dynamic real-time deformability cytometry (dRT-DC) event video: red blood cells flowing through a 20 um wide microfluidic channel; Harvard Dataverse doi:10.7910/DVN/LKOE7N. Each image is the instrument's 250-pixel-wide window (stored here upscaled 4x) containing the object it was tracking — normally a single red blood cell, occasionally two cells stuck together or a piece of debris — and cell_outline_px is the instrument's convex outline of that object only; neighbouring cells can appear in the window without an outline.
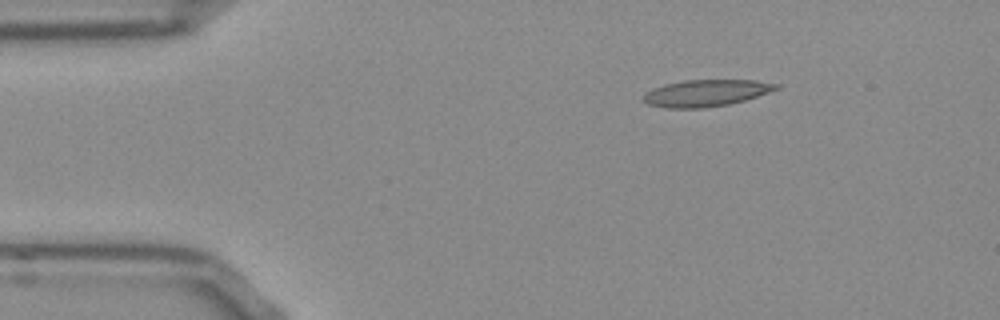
{"species": "Egyptian fruit bat (a non-hibernating species)", "species_latin": "Rousettus aegyptiacus", "temperature_condition": "room temperature", "stored_images_in_passage": 45, "camera_frame_rate_fps": 3000, "um_per_image_px": 0.085, "frame": {"image": 1, "passage_image": 1, "time_ms": 0.0, "image_size_px": [1000, 320], "cell_outline_px": [[780, 88], [744, 100], [728, 104], [704, 108], [664, 108], [648, 104], [644, 100], [644, 92], [652, 88], [664, 84], [684, 80], [756, 80], [780, 84]], "centroid_in_image_um": [59.99, 7.9], "position_along_channel_um": 25.0, "area_um2": 20.69}}
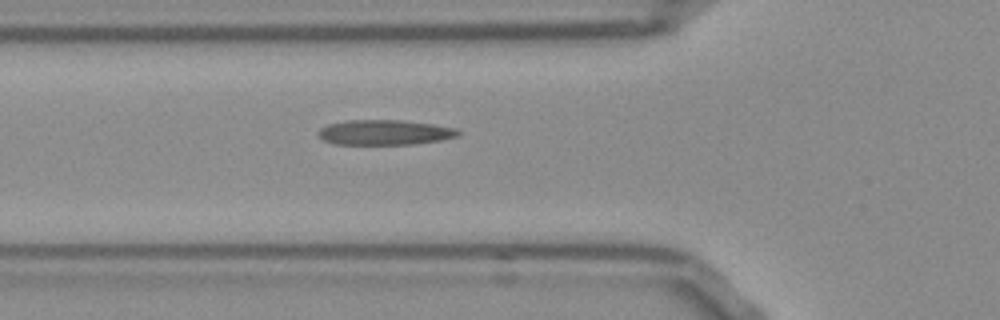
{"frame": {"image": 2, "passage_image": 11, "time_ms": 3.333, "image_size_px": [1000, 320], "cell_outline_px": [[460, 136], [440, 140], [412, 144], [332, 144], [316, 136], [316, 132], [320, 128], [328, 124], [348, 120], [400, 120], [432, 124], [456, 128], [460, 132]], "centroid_in_image_um": [32.66, 11.25], "position_along_channel_um": 93.1, "area_um2": 20.52}}
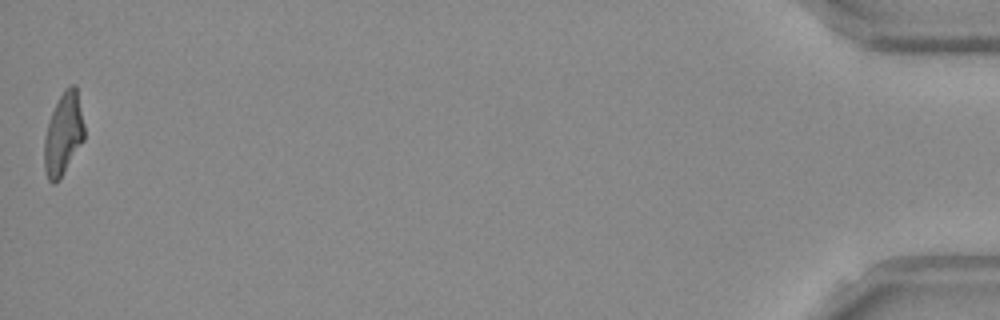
{"frame": {"image": 3, "passage_image": 45, "time_ms": 14.667, "image_size_px": [1000, 320], "cell_outline_px": [[84, 140], [60, 180], [52, 184], [48, 180], [44, 168], [44, 140], [48, 124], [52, 112], [64, 88], [72, 84], [76, 84], [84, 124]], "centroid_in_image_um": [5.39, 11.41], "position_along_channel_um": 429.8, "area_um2": 19.25}, "authors_computed_cell_mechanics": {"area_um2": 20.23, "velocity_mm_per_s": 3.8683, "shape_relaxation_time_tau1_ms": null, "shape_relaxation_time_tau2_ms": 1.5078, "deformation_change_tau1": null, "deformation_change_tau2": 0.1163}}